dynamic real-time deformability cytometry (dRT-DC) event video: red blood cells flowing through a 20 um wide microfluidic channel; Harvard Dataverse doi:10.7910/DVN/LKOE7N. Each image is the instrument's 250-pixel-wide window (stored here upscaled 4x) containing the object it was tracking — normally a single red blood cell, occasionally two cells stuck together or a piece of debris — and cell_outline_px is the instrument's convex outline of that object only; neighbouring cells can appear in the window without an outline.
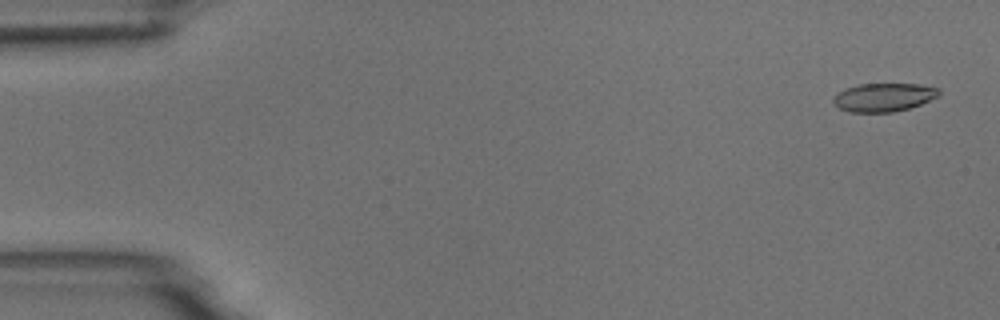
{"species": "common noctule bat (a hibernating species)", "species_latin": "Nyctalus noctula", "temperature_condition": "room temperature", "stored_images_in_passage": 4, "camera_frame_rate_fps": 3000, "um_per_image_px": 0.085, "animal": {"sex": "male", "body_mass_g": 18.8}, "frame": {"image": 1, "passage_image": 1, "time_ms": 0.0, "image_size_px": [1000, 320], "cell_outline_px": [[940, 96], [920, 104], [908, 108], [892, 112], [848, 112], [832, 104], [832, 96], [836, 92], [844, 88], [856, 84], [920, 84], [940, 88]], "centroid_in_image_um": [75.07, 8.26], "position_along_channel_um": 9.9, "area_um2": 17.8}}
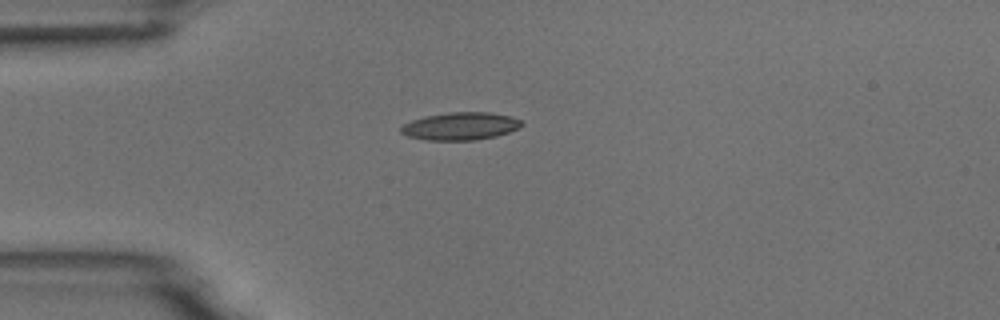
{"frame": {"image": 2, "passage_image": 4, "time_ms": 4.0, "image_size_px": [1000, 320], "cell_outline_px": [[524, 124], [520, 128], [496, 136], [476, 140], [428, 140], [408, 136], [400, 132], [400, 128], [404, 124], [412, 120], [424, 116], [448, 112], [492, 112], [508, 116], [520, 120]], "centroid_in_image_um": [39.14, 10.72], "position_along_channel_um": 45.9, "area_um2": 19.48}}